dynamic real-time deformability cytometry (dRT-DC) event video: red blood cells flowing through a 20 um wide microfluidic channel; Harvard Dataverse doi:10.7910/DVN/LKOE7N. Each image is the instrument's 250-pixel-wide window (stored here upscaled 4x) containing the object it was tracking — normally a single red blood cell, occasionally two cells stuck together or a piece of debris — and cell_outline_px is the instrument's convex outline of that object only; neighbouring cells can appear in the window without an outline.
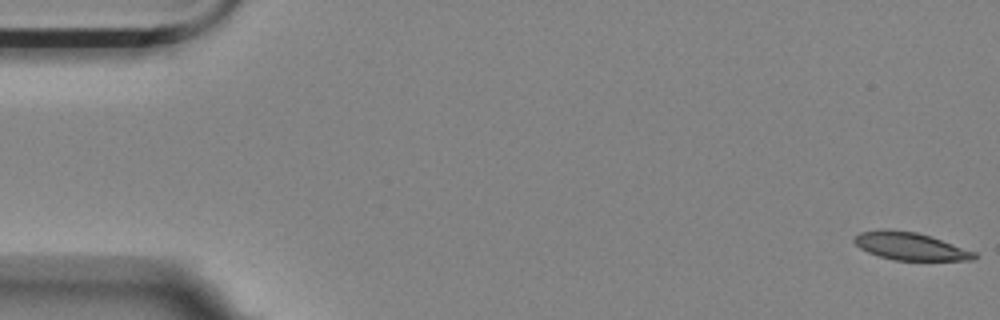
{"species": "Egyptian fruit bat (a non-hibernating species)", "species_latin": "Rousettus aegyptiacus", "temperature_condition": "room temperature", "stored_images_in_passage": 56, "camera_frame_rate_fps": 3000, "um_per_image_px": 0.085, "animal": {"sex": "female"}, "frame": {"image": 1, "passage_image": 1, "time_ms": 0.0, "image_size_px": [1000, 320], "cell_outline_px": [[976, 260], [892, 260], [868, 252], [860, 248], [852, 240], [852, 236], [860, 232], [880, 228], [888, 228], [916, 232], [976, 252]], "centroid_in_image_um": [77.29, 20.91], "position_along_channel_um": 7.7, "area_um2": 19.36}}
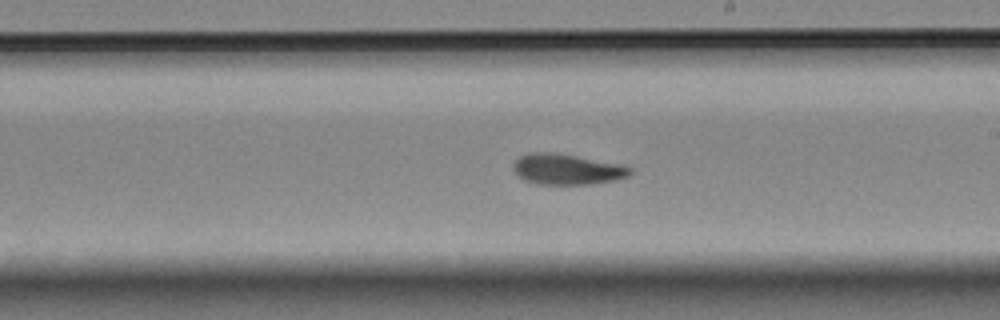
{"frame": {"image": 2, "passage_image": 32, "time_ms": 10.333, "image_size_px": [1000, 320], "cell_outline_px": [[632, 172], [628, 176], [616, 180], [592, 184], [536, 184], [524, 180], [516, 176], [512, 168], [512, 164], [520, 156], [532, 152], [552, 152], [576, 156], [620, 164], [632, 168]], "centroid_in_image_um": [48.15, 14.39], "position_along_channel_um": 240.8, "area_um2": 20.98}}
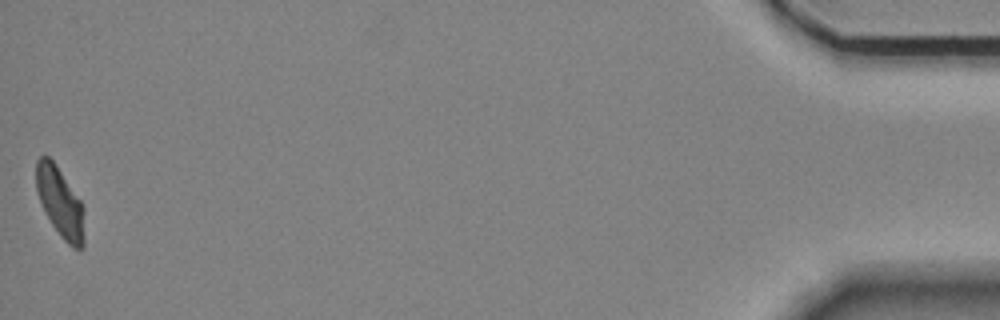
{"frame": {"image": 3, "passage_image": 56, "time_ms": 18.333, "image_size_px": [1000, 320], "cell_outline_px": [[84, 248], [72, 248], [60, 236], [52, 224], [40, 200], [36, 188], [36, 160], [40, 156], [48, 156], [52, 160], [84, 204]], "centroid_in_image_um": [5.14, 17.21], "position_along_channel_um": 430.1, "area_um2": 19.54}, "authors_computed_cell_mechanics": {"area_um2": 20.4612, "velocity_mm_per_s": 3.557, "shape_relaxation_time_tau1_ms": 4.2977, "shape_relaxation_time_tau2_ms": 3.1459, "deformation_change_tau1": 0.151, "deformation_change_tau2": 0.0649}}